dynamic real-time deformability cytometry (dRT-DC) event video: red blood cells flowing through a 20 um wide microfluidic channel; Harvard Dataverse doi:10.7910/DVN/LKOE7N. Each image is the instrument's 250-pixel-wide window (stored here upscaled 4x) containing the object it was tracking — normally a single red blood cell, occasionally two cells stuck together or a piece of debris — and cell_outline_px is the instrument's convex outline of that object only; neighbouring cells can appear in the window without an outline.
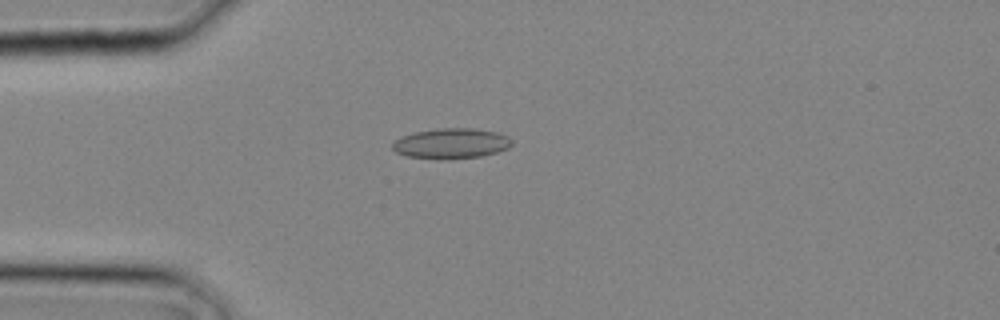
{"species": "common noctule bat (a hibernating species)", "species_latin": "Nyctalus noctula", "temperature_condition": "cold", "stored_images_in_passage": 13, "camera_frame_rate_fps": 3000, "um_per_image_px": 0.085, "animal": {"sex": "male", "body_mass_g": 20.4}, "frame": {"image": 1, "passage_image": 3, "time_ms": 0.667, "image_size_px": [1000, 320], "cell_outline_px": [[512, 144], [508, 148], [496, 152], [480, 156], [448, 160], [444, 160], [408, 156], [396, 152], [392, 148], [392, 144], [396, 140], [404, 136], [416, 132], [436, 128], [472, 128], [496, 132], [508, 136], [512, 140]], "centroid_in_image_um": [38.37, 12.2], "position_along_channel_um": 46.6, "area_um2": 21.04}}
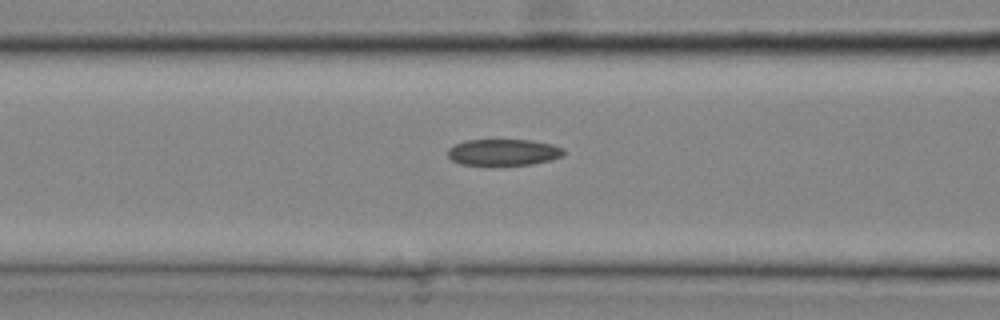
{"frame": {"image": 2, "passage_image": 7, "time_ms": 2.0, "image_size_px": [1000, 320], "cell_outline_px": [[564, 156], [552, 160], [532, 164], [460, 164], [452, 160], [448, 156], [448, 148], [464, 140], [528, 140], [552, 144], [564, 148]], "centroid_in_image_um": [42.82, 12.93], "position_along_channel_um": 123.8, "area_um2": 17.69}}
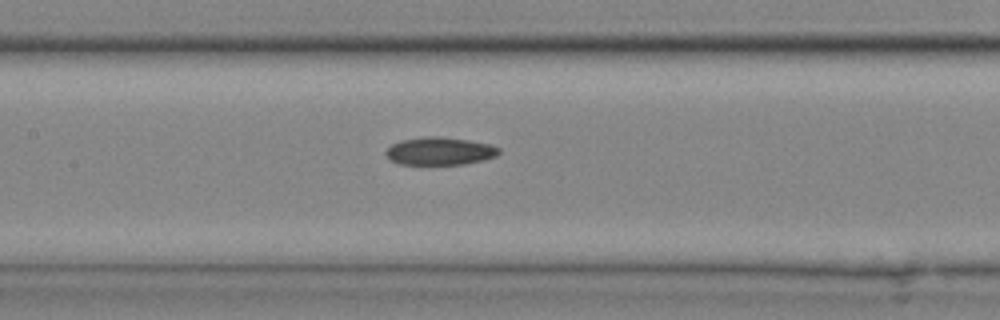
{"frame": {"image": 3, "passage_image": 9, "time_ms": 2.667, "image_size_px": [1000, 320], "cell_outline_px": [[500, 152], [496, 156], [484, 160], [464, 164], [400, 164], [388, 160], [384, 152], [392, 144], [400, 140], [432, 136], [436, 136], [468, 140], [492, 144], [500, 148]], "centroid_in_image_um": [37.38, 12.85], "position_along_channel_um": 170.0, "area_um2": 18.38}}